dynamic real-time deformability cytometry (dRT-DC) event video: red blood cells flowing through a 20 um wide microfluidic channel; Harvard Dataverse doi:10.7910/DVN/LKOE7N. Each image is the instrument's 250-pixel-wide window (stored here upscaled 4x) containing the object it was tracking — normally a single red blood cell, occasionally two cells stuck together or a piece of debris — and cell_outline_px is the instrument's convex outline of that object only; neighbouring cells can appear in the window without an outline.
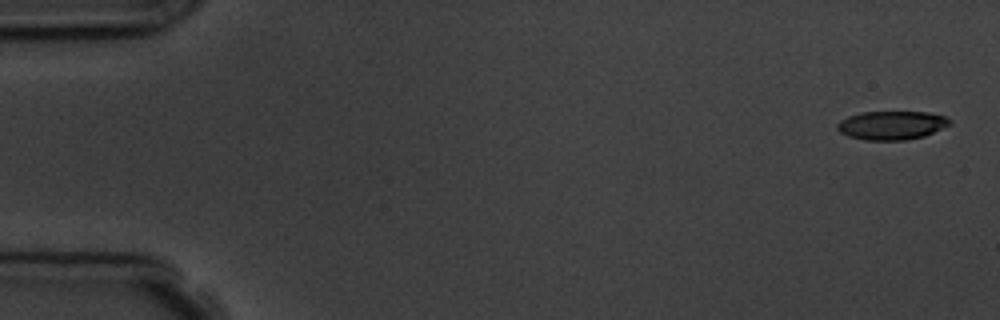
{"species": "common noctule bat (a hibernating species)", "species_latin": "Nyctalus noctula", "temperature_condition": "room temperature", "stored_images_in_passage": 6, "camera_frame_rate_fps": 3000, "um_per_image_px": 0.085, "animal": {"sex": "male", "body_mass_g": 19.5, "forearm_length_mm": 54.6}, "frame": {"image": 1, "passage_image": 1, "time_ms": 0.0, "image_size_px": [1000, 320], "cell_outline_px": [[952, 124], [924, 136], [904, 140], [864, 140], [848, 136], [840, 132], [836, 128], [836, 124], [840, 120], [848, 116], [860, 112], [928, 112], [944, 116], [952, 120]], "centroid_in_image_um": [75.78, 10.64], "position_along_channel_um": 9.2, "area_um2": 18.9}}
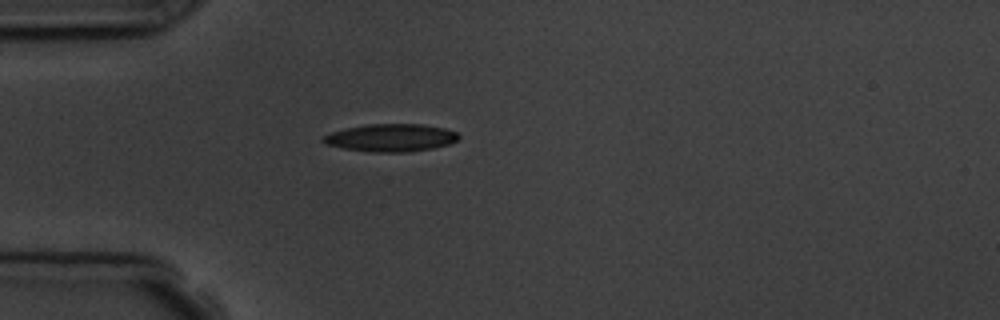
{"frame": {"image": 2, "passage_image": 5, "time_ms": 4.667, "image_size_px": [1000, 320], "cell_outline_px": [[460, 136], [456, 140], [448, 144], [432, 148], [408, 152], [376, 152], [344, 148], [328, 144], [320, 140], [324, 136], [332, 132], [348, 128], [368, 124], [420, 124], [444, 128], [456, 132]], "centroid_in_image_um": [33.24, 11.7], "position_along_channel_um": 51.8, "area_um2": 21.44}}